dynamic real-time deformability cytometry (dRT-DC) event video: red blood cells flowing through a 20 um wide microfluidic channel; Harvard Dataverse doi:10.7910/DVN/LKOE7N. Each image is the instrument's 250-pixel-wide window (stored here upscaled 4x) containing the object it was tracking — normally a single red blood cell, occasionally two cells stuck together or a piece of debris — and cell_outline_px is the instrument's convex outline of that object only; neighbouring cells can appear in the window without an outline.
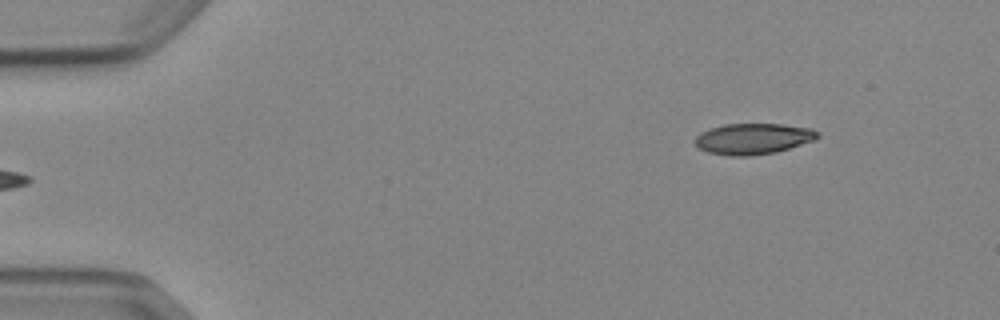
{"species": "Egyptian fruit bat (a non-hibernating species)", "species_latin": "Rousettus aegyptiacus", "temperature_condition": "cold", "stored_images_in_passage": 5, "segment_of_instrument_passage": [2, 2], "camera_frame_rate_fps": 3000, "um_per_image_px": 0.085, "animal": {"sex": "female"}, "frame": {"image": 1, "passage_image": 5, "time_ms": 4.667, "image_size_px": [1000, 320], "cell_outline_px": [[820, 136], [816, 140], [776, 152], [748, 156], [728, 156], [708, 152], [700, 148], [696, 144], [696, 136], [700, 132], [724, 124], [784, 124], [812, 128], [820, 132]], "centroid_in_image_um": [64.07, 11.79], "position_along_channel_um": 20.9, "area_um2": 22.2}}